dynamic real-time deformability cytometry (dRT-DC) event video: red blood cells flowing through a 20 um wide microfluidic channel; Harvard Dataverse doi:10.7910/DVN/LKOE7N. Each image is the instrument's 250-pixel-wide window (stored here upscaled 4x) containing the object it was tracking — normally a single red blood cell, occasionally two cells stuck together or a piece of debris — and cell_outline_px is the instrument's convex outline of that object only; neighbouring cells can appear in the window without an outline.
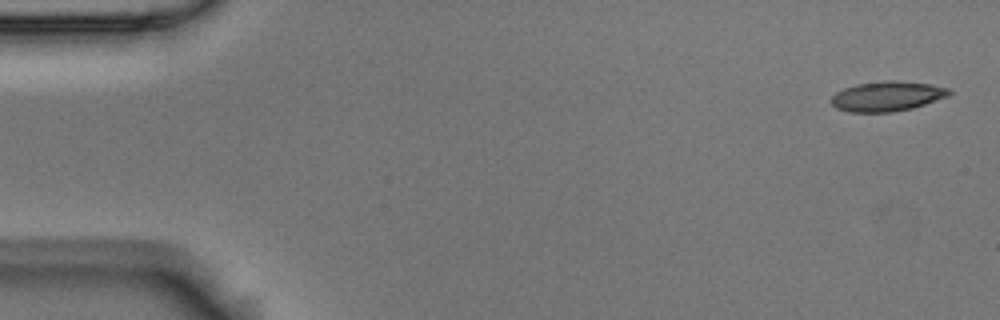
{"species": "Egyptian fruit bat (a non-hibernating species)", "species_latin": "Rousettus aegyptiacus", "temperature_condition": "room temperature", "stored_images_in_passage": 3, "camera_frame_rate_fps": 3000, "um_per_image_px": 0.085, "animal": {"sex": "male"}, "frame": {"image": 1, "passage_image": 1, "time_ms": 0.0, "image_size_px": [1000, 320], "cell_outline_px": [[952, 92], [948, 96], [912, 108], [892, 112], [848, 112], [836, 108], [832, 104], [832, 96], [836, 92], [844, 88], [856, 84], [888, 80], [896, 80], [932, 84], [948, 88]], "centroid_in_image_um": [75.4, 8.17], "position_along_channel_um": 9.6, "area_um2": 20.52}}